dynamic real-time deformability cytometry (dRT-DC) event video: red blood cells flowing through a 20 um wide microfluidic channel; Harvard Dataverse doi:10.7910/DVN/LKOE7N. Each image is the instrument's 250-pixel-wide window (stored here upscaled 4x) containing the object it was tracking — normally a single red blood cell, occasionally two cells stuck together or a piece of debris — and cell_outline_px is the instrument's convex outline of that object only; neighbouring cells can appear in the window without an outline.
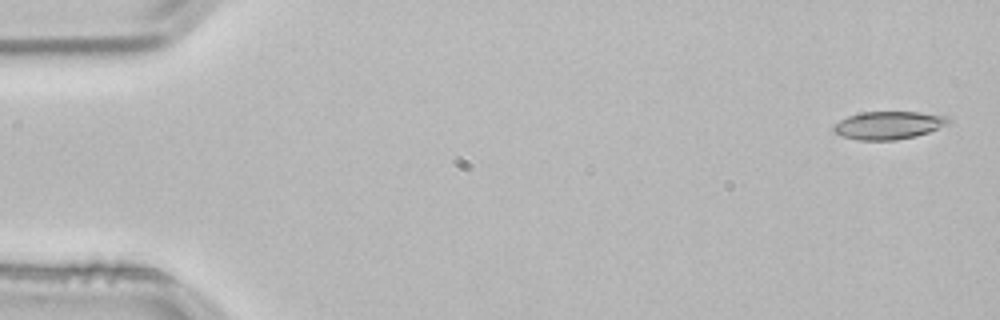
{"species": "common noctule bat (a hibernating species)", "species_latin": "Nyctalus noctula", "temperature_condition": "room temperature", "stored_images_in_passage": 3, "camera_frame_rate_fps": 3000, "um_per_image_px": 0.085, "animal": {"sex": "male", "body_mass_g": 21.5, "forearm_length_mm": 52.0}, "frame": {"image": 1, "passage_image": 1, "time_ms": 0.0, "image_size_px": [1000, 320], "cell_outline_px": [[952, 124], [916, 136], [896, 140], [856, 140], [840, 136], [832, 132], [832, 128], [840, 120], [848, 116], [860, 112], [916, 112], [944, 116], [952, 120]], "centroid_in_image_um": [75.52, 10.66], "position_along_channel_um": 9.5, "area_um2": 18.84}}
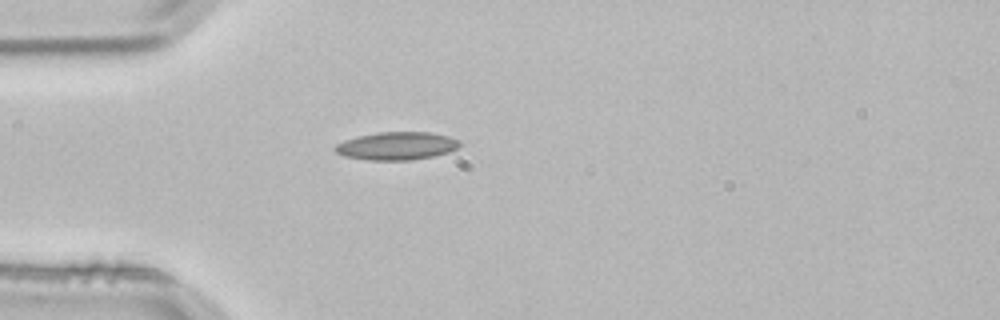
{"frame": {"image": 2, "passage_image": 3, "time_ms": 0.667, "image_size_px": [1000, 320], "cell_outline_px": [[460, 144], [456, 148], [448, 152], [432, 156], [412, 160], [368, 160], [344, 156], [336, 152], [332, 148], [336, 144], [344, 140], [356, 136], [376, 132], [432, 132], [448, 136], [460, 140]], "centroid_in_image_um": [33.68, 12.39], "position_along_channel_um": 51.3, "area_um2": 20.4}}